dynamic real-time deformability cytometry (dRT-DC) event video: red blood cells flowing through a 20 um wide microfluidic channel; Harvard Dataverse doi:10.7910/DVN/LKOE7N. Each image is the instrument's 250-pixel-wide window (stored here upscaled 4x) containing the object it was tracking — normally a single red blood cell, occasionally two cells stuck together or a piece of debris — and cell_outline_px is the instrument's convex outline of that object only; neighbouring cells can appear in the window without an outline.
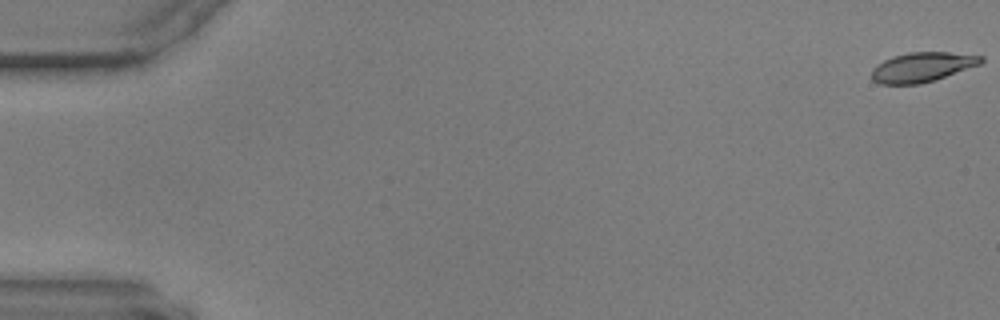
{"species": "common noctule bat (a hibernating species)", "species_latin": "Nyctalus noctula", "temperature_condition": "warm", "stored_images_in_passage": 59, "camera_frame_rate_fps": 3000, "um_per_image_px": 0.085, "animal": {"sex": "male", "body_mass_g": 17.9, "forearm_length_mm": 54.2}, "frame": {"image": 1, "passage_image": 1, "time_ms": 0.0, "image_size_px": [1000, 320], "cell_outline_px": [[984, 60], [980, 64], [920, 84], [880, 84], [872, 80], [872, 68], [876, 64], [892, 56], [908, 52], [948, 52], [984, 56]], "centroid_in_image_um": [78.34, 5.69], "position_along_channel_um": 6.7, "area_um2": 18.73}}
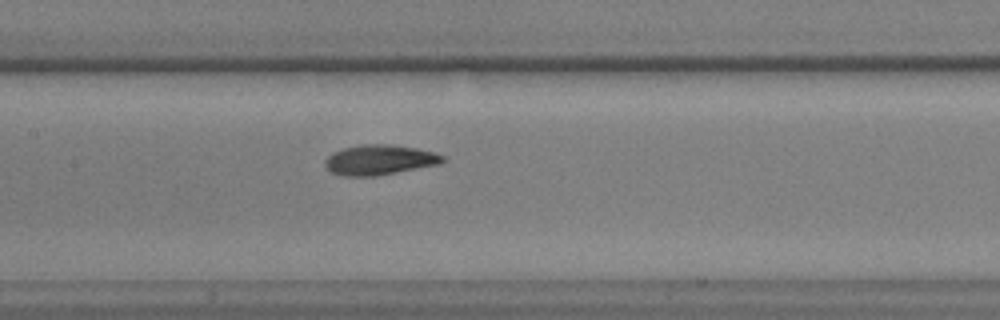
{"frame": {"image": 2, "passage_image": 29, "time_ms": 9.333, "image_size_px": [1000, 320], "cell_outline_px": [[444, 160], [440, 164], [376, 176], [340, 176], [332, 172], [324, 164], [324, 160], [332, 152], [344, 148], [364, 144], [392, 144], [416, 148], [432, 152], [444, 156]], "centroid_in_image_um": [32.23, 13.59], "position_along_channel_um": 175.2, "area_um2": 20.58}}
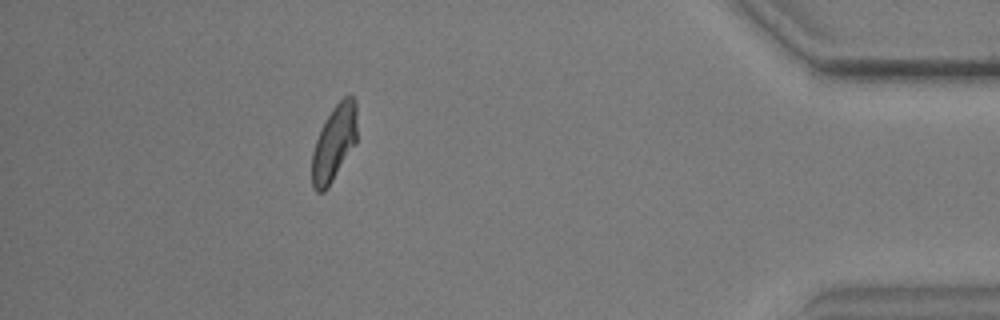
{"frame": {"image": 3, "passage_image": 53, "time_ms": 17.333, "image_size_px": [1000, 320], "cell_outline_px": [[356, 144], [328, 188], [324, 192], [316, 192], [312, 188], [312, 152], [316, 140], [332, 108], [344, 96], [352, 96], [356, 100]], "centroid_in_image_um": [28.4, 12.2], "position_along_channel_um": 406.8, "area_um2": 19.88}}